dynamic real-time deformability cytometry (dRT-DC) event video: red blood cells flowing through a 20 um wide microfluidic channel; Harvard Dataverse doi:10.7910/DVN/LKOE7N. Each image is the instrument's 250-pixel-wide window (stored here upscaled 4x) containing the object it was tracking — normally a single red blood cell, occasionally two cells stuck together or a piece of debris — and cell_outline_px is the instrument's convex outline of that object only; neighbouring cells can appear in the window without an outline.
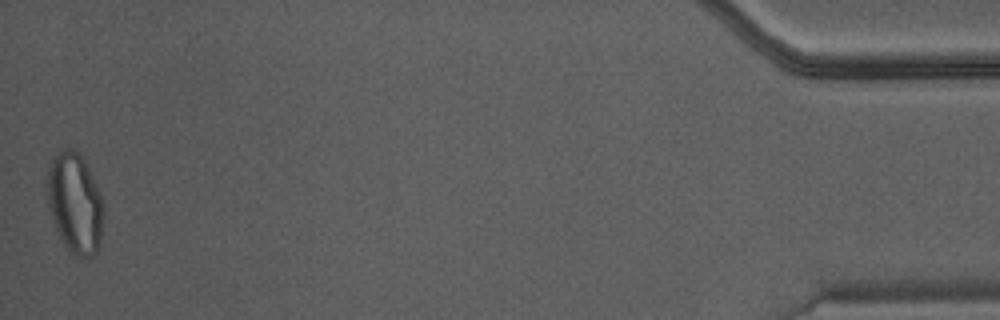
{"species": "Egyptian fruit bat (a non-hibernating species)", "species_latin": "Rousettus aegyptiacus", "temperature_condition": "warm", "stored_images_in_passage": 45, "camera_frame_rate_fps": 3000, "um_per_image_px": 0.085, "animal": {"sex": "male"}, "frame": {"image": 1, "passage_image": 45, "time_ms": 14.667, "image_size_px": [1000, 320], "cell_outline_px": [[104, 212], [100, 240], [96, 252], [92, 256], [76, 256], [68, 252], [56, 228], [48, 208], [48, 164], [52, 156], [64, 148], [72, 148], [84, 160], [100, 192], [104, 204]], "centroid_in_image_um": [6.37, 17.26], "position_along_channel_um": 428.8, "area_um2": 32.89}}